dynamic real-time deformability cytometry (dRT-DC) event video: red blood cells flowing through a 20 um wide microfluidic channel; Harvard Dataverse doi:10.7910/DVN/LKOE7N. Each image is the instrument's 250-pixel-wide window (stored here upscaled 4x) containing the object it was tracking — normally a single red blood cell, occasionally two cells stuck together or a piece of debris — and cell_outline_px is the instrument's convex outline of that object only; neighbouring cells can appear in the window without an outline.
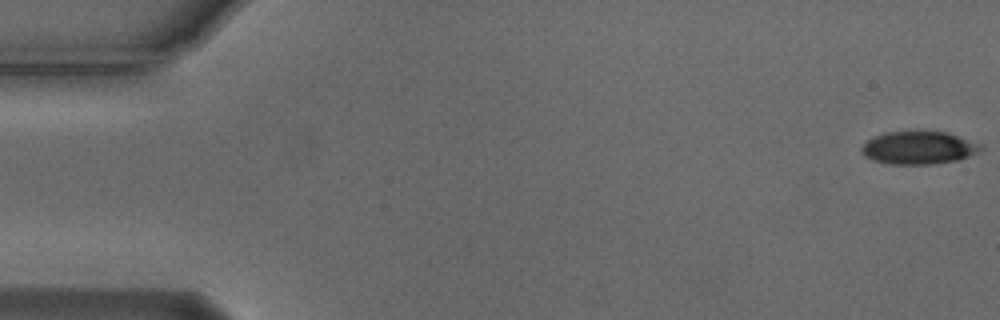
{"species": "Egyptian fruit bat (a non-hibernating species)", "species_latin": "Rousettus aegyptiacus", "temperature_condition": "cold", "stored_images_in_passage": 13, "camera_frame_rate_fps": 3000, "um_per_image_px": 0.085, "animal": {"sex": "male"}, "frame": {"image": 1, "passage_image": 1, "time_ms": 0.0, "image_size_px": [1000, 320], "cell_outline_px": [[984, 148], [968, 156], [956, 160], [932, 164], [888, 164], [872, 160], [864, 156], [860, 148], [868, 140], [876, 136], [888, 132], [948, 132], [980, 144]], "centroid_in_image_um": [78.06, 12.57], "position_along_channel_um": 6.9, "area_um2": 22.48}}
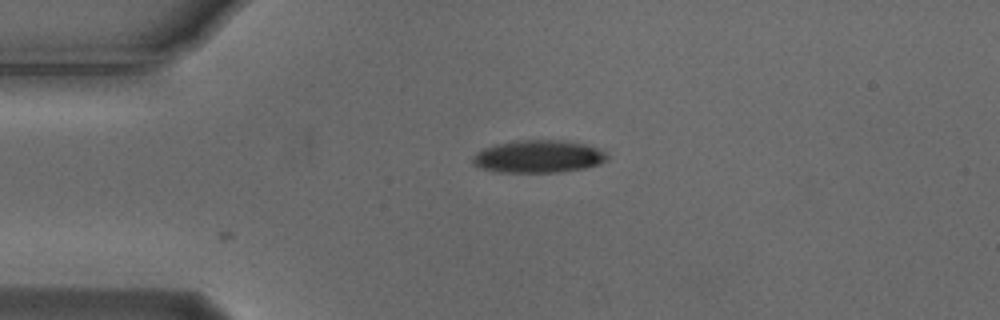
{"frame": {"image": 2, "passage_image": 13, "time_ms": 4.0, "image_size_px": [1000, 320], "cell_outline_px": [[608, 160], [600, 164], [584, 168], [560, 172], [496, 172], [480, 168], [472, 164], [472, 156], [476, 152], [484, 148], [496, 144], [520, 140], [560, 140], [584, 144], [596, 148], [604, 152], [608, 156]], "centroid_in_image_um": [45.73, 13.31], "position_along_channel_um": 39.3, "area_um2": 25.55}}